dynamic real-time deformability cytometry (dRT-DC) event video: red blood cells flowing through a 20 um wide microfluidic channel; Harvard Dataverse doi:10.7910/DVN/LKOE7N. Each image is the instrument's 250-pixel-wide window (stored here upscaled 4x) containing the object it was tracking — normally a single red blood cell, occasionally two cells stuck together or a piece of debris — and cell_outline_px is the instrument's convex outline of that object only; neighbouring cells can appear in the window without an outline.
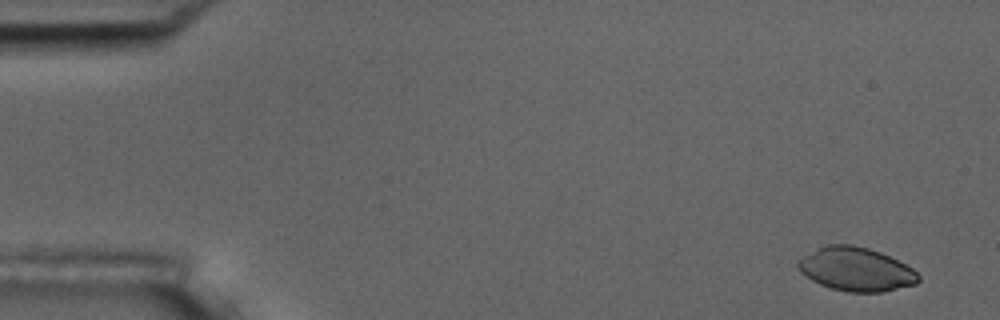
{"species": "common noctule bat (a hibernating species)", "species_latin": "Nyctalus noctula", "temperature_condition": "room temperature", "stored_images_in_passage": 5, "camera_frame_rate_fps": 3000, "um_per_image_px": 0.085, "animal": {"sex": "male", "body_mass_g": 17.5, "forearm_length_mm": 52.3}, "frame": {"image": 1, "passage_image": 1, "time_ms": 0.0, "image_size_px": [1000, 320], "cell_outline_px": [[920, 280], [916, 284], [884, 292], [848, 292], [832, 288], [820, 284], [812, 280], [800, 272], [796, 268], [796, 260], [828, 244], [852, 244], [868, 248], [880, 252], [912, 268], [920, 276]], "centroid_in_image_um": [72.75, 22.89], "position_along_channel_um": 12.2, "area_um2": 30.52}}